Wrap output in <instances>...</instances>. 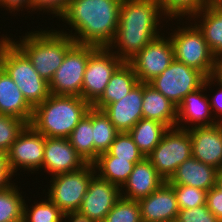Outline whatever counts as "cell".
Wrapping results in <instances>:
<instances>
[{"mask_svg":"<svg viewBox=\"0 0 222 222\" xmlns=\"http://www.w3.org/2000/svg\"><path fill=\"white\" fill-rule=\"evenodd\" d=\"M9 39L29 58L40 77L48 83L61 66L67 51L75 41L67 34L56 30L25 32L18 41Z\"/></svg>","mask_w":222,"mask_h":222,"instance_id":"4","label":"cell"},{"mask_svg":"<svg viewBox=\"0 0 222 222\" xmlns=\"http://www.w3.org/2000/svg\"><path fill=\"white\" fill-rule=\"evenodd\" d=\"M26 125L22 119L0 114V151L7 153Z\"/></svg>","mask_w":222,"mask_h":222,"instance_id":"35","label":"cell"},{"mask_svg":"<svg viewBox=\"0 0 222 222\" xmlns=\"http://www.w3.org/2000/svg\"><path fill=\"white\" fill-rule=\"evenodd\" d=\"M121 3L122 0H71L60 20L72 30L58 31L78 44L108 47L117 32Z\"/></svg>","mask_w":222,"mask_h":222,"instance_id":"2","label":"cell"},{"mask_svg":"<svg viewBox=\"0 0 222 222\" xmlns=\"http://www.w3.org/2000/svg\"><path fill=\"white\" fill-rule=\"evenodd\" d=\"M9 37H7V35H3L0 39V49L3 46V44L5 43V41L8 39Z\"/></svg>","mask_w":222,"mask_h":222,"instance_id":"46","label":"cell"},{"mask_svg":"<svg viewBox=\"0 0 222 222\" xmlns=\"http://www.w3.org/2000/svg\"><path fill=\"white\" fill-rule=\"evenodd\" d=\"M212 77L222 85V55L216 57L215 70Z\"/></svg>","mask_w":222,"mask_h":222,"instance_id":"44","label":"cell"},{"mask_svg":"<svg viewBox=\"0 0 222 222\" xmlns=\"http://www.w3.org/2000/svg\"><path fill=\"white\" fill-rule=\"evenodd\" d=\"M211 1L212 0H157L163 14L168 18L166 24L171 18V21L177 18V22L179 21L177 24H180V19H185V17L190 19L194 14L205 8Z\"/></svg>","mask_w":222,"mask_h":222,"instance_id":"31","label":"cell"},{"mask_svg":"<svg viewBox=\"0 0 222 222\" xmlns=\"http://www.w3.org/2000/svg\"><path fill=\"white\" fill-rule=\"evenodd\" d=\"M95 174L93 164L87 163L77 171L52 176L47 196L63 213L79 210Z\"/></svg>","mask_w":222,"mask_h":222,"instance_id":"9","label":"cell"},{"mask_svg":"<svg viewBox=\"0 0 222 222\" xmlns=\"http://www.w3.org/2000/svg\"><path fill=\"white\" fill-rule=\"evenodd\" d=\"M174 60L171 39L162 34L148 43L128 63L141 83H149L159 76Z\"/></svg>","mask_w":222,"mask_h":222,"instance_id":"13","label":"cell"},{"mask_svg":"<svg viewBox=\"0 0 222 222\" xmlns=\"http://www.w3.org/2000/svg\"><path fill=\"white\" fill-rule=\"evenodd\" d=\"M192 157V142L188 129L169 128L160 143L146 156L159 175L168 181L177 167Z\"/></svg>","mask_w":222,"mask_h":222,"instance_id":"7","label":"cell"},{"mask_svg":"<svg viewBox=\"0 0 222 222\" xmlns=\"http://www.w3.org/2000/svg\"><path fill=\"white\" fill-rule=\"evenodd\" d=\"M162 16L157 0H122L117 32L108 48L123 62L130 61L162 34L159 25L167 19Z\"/></svg>","mask_w":222,"mask_h":222,"instance_id":"1","label":"cell"},{"mask_svg":"<svg viewBox=\"0 0 222 222\" xmlns=\"http://www.w3.org/2000/svg\"><path fill=\"white\" fill-rule=\"evenodd\" d=\"M138 202L142 222H172L177 219L180 210L174 190L166 181Z\"/></svg>","mask_w":222,"mask_h":222,"instance_id":"18","label":"cell"},{"mask_svg":"<svg viewBox=\"0 0 222 222\" xmlns=\"http://www.w3.org/2000/svg\"><path fill=\"white\" fill-rule=\"evenodd\" d=\"M66 219H68L66 221ZM96 222L88 215L84 214L80 210H73L63 213V222Z\"/></svg>","mask_w":222,"mask_h":222,"instance_id":"43","label":"cell"},{"mask_svg":"<svg viewBox=\"0 0 222 222\" xmlns=\"http://www.w3.org/2000/svg\"><path fill=\"white\" fill-rule=\"evenodd\" d=\"M139 80L128 62H123L112 74L103 94L91 105L94 109L102 110L108 104L118 102L125 97Z\"/></svg>","mask_w":222,"mask_h":222,"instance_id":"24","label":"cell"},{"mask_svg":"<svg viewBox=\"0 0 222 222\" xmlns=\"http://www.w3.org/2000/svg\"><path fill=\"white\" fill-rule=\"evenodd\" d=\"M98 47L75 43L66 53L61 66L49 82L52 95H75L81 97L84 72L89 56Z\"/></svg>","mask_w":222,"mask_h":222,"instance_id":"8","label":"cell"},{"mask_svg":"<svg viewBox=\"0 0 222 222\" xmlns=\"http://www.w3.org/2000/svg\"><path fill=\"white\" fill-rule=\"evenodd\" d=\"M217 172L216 168L191 157L179 165L166 182L169 185H186L208 192L216 186Z\"/></svg>","mask_w":222,"mask_h":222,"instance_id":"21","label":"cell"},{"mask_svg":"<svg viewBox=\"0 0 222 222\" xmlns=\"http://www.w3.org/2000/svg\"><path fill=\"white\" fill-rule=\"evenodd\" d=\"M86 164L68 138L46 137L42 169L51 177L77 171Z\"/></svg>","mask_w":222,"mask_h":222,"instance_id":"16","label":"cell"},{"mask_svg":"<svg viewBox=\"0 0 222 222\" xmlns=\"http://www.w3.org/2000/svg\"><path fill=\"white\" fill-rule=\"evenodd\" d=\"M122 63L108 47L97 48L88 59L81 97L92 105L103 94L112 74Z\"/></svg>","mask_w":222,"mask_h":222,"instance_id":"11","label":"cell"},{"mask_svg":"<svg viewBox=\"0 0 222 222\" xmlns=\"http://www.w3.org/2000/svg\"><path fill=\"white\" fill-rule=\"evenodd\" d=\"M185 20L194 21L215 57L222 55V2L212 0L201 11Z\"/></svg>","mask_w":222,"mask_h":222,"instance_id":"23","label":"cell"},{"mask_svg":"<svg viewBox=\"0 0 222 222\" xmlns=\"http://www.w3.org/2000/svg\"><path fill=\"white\" fill-rule=\"evenodd\" d=\"M176 220L178 222H220L206 204L192 209H180Z\"/></svg>","mask_w":222,"mask_h":222,"instance_id":"37","label":"cell"},{"mask_svg":"<svg viewBox=\"0 0 222 222\" xmlns=\"http://www.w3.org/2000/svg\"><path fill=\"white\" fill-rule=\"evenodd\" d=\"M0 114L22 119L27 125L33 116V107L26 101L21 90L0 66Z\"/></svg>","mask_w":222,"mask_h":222,"instance_id":"22","label":"cell"},{"mask_svg":"<svg viewBox=\"0 0 222 222\" xmlns=\"http://www.w3.org/2000/svg\"><path fill=\"white\" fill-rule=\"evenodd\" d=\"M15 176L9 165L7 153L0 151V191L5 190L13 185L12 177Z\"/></svg>","mask_w":222,"mask_h":222,"instance_id":"40","label":"cell"},{"mask_svg":"<svg viewBox=\"0 0 222 222\" xmlns=\"http://www.w3.org/2000/svg\"><path fill=\"white\" fill-rule=\"evenodd\" d=\"M213 84H215V86H219L215 95L210 97V105H211V110L213 112L214 118H218L217 120L219 122L222 123V85L220 83L217 82L216 84V80L213 78ZM221 118V119H220Z\"/></svg>","mask_w":222,"mask_h":222,"instance_id":"41","label":"cell"},{"mask_svg":"<svg viewBox=\"0 0 222 222\" xmlns=\"http://www.w3.org/2000/svg\"><path fill=\"white\" fill-rule=\"evenodd\" d=\"M104 222H142L139 202L121 197L106 215Z\"/></svg>","mask_w":222,"mask_h":222,"instance_id":"34","label":"cell"},{"mask_svg":"<svg viewBox=\"0 0 222 222\" xmlns=\"http://www.w3.org/2000/svg\"><path fill=\"white\" fill-rule=\"evenodd\" d=\"M173 30L168 35L174 49V59L202 72L206 77H212L215 70L216 57L208 47L202 31L189 21ZM189 24V26H188ZM188 26V27H187ZM183 27V28H182Z\"/></svg>","mask_w":222,"mask_h":222,"instance_id":"6","label":"cell"},{"mask_svg":"<svg viewBox=\"0 0 222 222\" xmlns=\"http://www.w3.org/2000/svg\"><path fill=\"white\" fill-rule=\"evenodd\" d=\"M121 198V189L95 174L79 208L96 222H104L106 215Z\"/></svg>","mask_w":222,"mask_h":222,"instance_id":"15","label":"cell"},{"mask_svg":"<svg viewBox=\"0 0 222 222\" xmlns=\"http://www.w3.org/2000/svg\"><path fill=\"white\" fill-rule=\"evenodd\" d=\"M45 141L46 136L30 124L24 127L7 152L8 165L14 175L20 169L33 171L31 174L42 171Z\"/></svg>","mask_w":222,"mask_h":222,"instance_id":"12","label":"cell"},{"mask_svg":"<svg viewBox=\"0 0 222 222\" xmlns=\"http://www.w3.org/2000/svg\"><path fill=\"white\" fill-rule=\"evenodd\" d=\"M175 193L179 209H192L206 204L207 191L186 185H170Z\"/></svg>","mask_w":222,"mask_h":222,"instance_id":"36","label":"cell"},{"mask_svg":"<svg viewBox=\"0 0 222 222\" xmlns=\"http://www.w3.org/2000/svg\"><path fill=\"white\" fill-rule=\"evenodd\" d=\"M71 0H31L32 11L55 14L59 18L65 13Z\"/></svg>","mask_w":222,"mask_h":222,"instance_id":"38","label":"cell"},{"mask_svg":"<svg viewBox=\"0 0 222 222\" xmlns=\"http://www.w3.org/2000/svg\"><path fill=\"white\" fill-rule=\"evenodd\" d=\"M92 164L99 177L120 188L128 180L135 165L128 160L118 159L116 156H98Z\"/></svg>","mask_w":222,"mask_h":222,"instance_id":"27","label":"cell"},{"mask_svg":"<svg viewBox=\"0 0 222 222\" xmlns=\"http://www.w3.org/2000/svg\"><path fill=\"white\" fill-rule=\"evenodd\" d=\"M92 128L94 142V161L109 150L119 131L102 110L92 107Z\"/></svg>","mask_w":222,"mask_h":222,"instance_id":"29","label":"cell"},{"mask_svg":"<svg viewBox=\"0 0 222 222\" xmlns=\"http://www.w3.org/2000/svg\"><path fill=\"white\" fill-rule=\"evenodd\" d=\"M0 8L9 10L10 13H14L15 11H23V9L30 10L31 9V0H0Z\"/></svg>","mask_w":222,"mask_h":222,"instance_id":"42","label":"cell"},{"mask_svg":"<svg viewBox=\"0 0 222 222\" xmlns=\"http://www.w3.org/2000/svg\"><path fill=\"white\" fill-rule=\"evenodd\" d=\"M91 105L75 95L50 94L33 108L30 125L50 138H69L71 132Z\"/></svg>","mask_w":222,"mask_h":222,"instance_id":"3","label":"cell"},{"mask_svg":"<svg viewBox=\"0 0 222 222\" xmlns=\"http://www.w3.org/2000/svg\"><path fill=\"white\" fill-rule=\"evenodd\" d=\"M206 205L218 220L222 222V191L216 186L207 192Z\"/></svg>","mask_w":222,"mask_h":222,"instance_id":"39","label":"cell"},{"mask_svg":"<svg viewBox=\"0 0 222 222\" xmlns=\"http://www.w3.org/2000/svg\"><path fill=\"white\" fill-rule=\"evenodd\" d=\"M0 66L33 108L49 97V83L40 77L29 58L9 38L0 49Z\"/></svg>","mask_w":222,"mask_h":222,"instance_id":"5","label":"cell"},{"mask_svg":"<svg viewBox=\"0 0 222 222\" xmlns=\"http://www.w3.org/2000/svg\"><path fill=\"white\" fill-rule=\"evenodd\" d=\"M189 130L192 142V157L209 166L222 169V123L197 126Z\"/></svg>","mask_w":222,"mask_h":222,"instance_id":"17","label":"cell"},{"mask_svg":"<svg viewBox=\"0 0 222 222\" xmlns=\"http://www.w3.org/2000/svg\"><path fill=\"white\" fill-rule=\"evenodd\" d=\"M212 84L213 77H207L201 88L187 94L182 99L181 103L177 107L176 127L181 129H190V126L191 128L197 126H210L219 122L213 118L214 116H212L210 100L208 95L204 93L207 88H211L210 86ZM189 123L191 125H189ZM186 124H188V126Z\"/></svg>","mask_w":222,"mask_h":222,"instance_id":"14","label":"cell"},{"mask_svg":"<svg viewBox=\"0 0 222 222\" xmlns=\"http://www.w3.org/2000/svg\"><path fill=\"white\" fill-rule=\"evenodd\" d=\"M19 191L15 183L0 191V222H23L25 199Z\"/></svg>","mask_w":222,"mask_h":222,"instance_id":"30","label":"cell"},{"mask_svg":"<svg viewBox=\"0 0 222 222\" xmlns=\"http://www.w3.org/2000/svg\"><path fill=\"white\" fill-rule=\"evenodd\" d=\"M216 187L222 191V169L217 172Z\"/></svg>","mask_w":222,"mask_h":222,"instance_id":"45","label":"cell"},{"mask_svg":"<svg viewBox=\"0 0 222 222\" xmlns=\"http://www.w3.org/2000/svg\"><path fill=\"white\" fill-rule=\"evenodd\" d=\"M169 128L156 120L140 119L128 133L133 138L139 150L146 157L160 143L164 133Z\"/></svg>","mask_w":222,"mask_h":222,"instance_id":"26","label":"cell"},{"mask_svg":"<svg viewBox=\"0 0 222 222\" xmlns=\"http://www.w3.org/2000/svg\"><path fill=\"white\" fill-rule=\"evenodd\" d=\"M143 83L139 82L118 102L102 109L119 132H128L140 119L142 113Z\"/></svg>","mask_w":222,"mask_h":222,"instance_id":"19","label":"cell"},{"mask_svg":"<svg viewBox=\"0 0 222 222\" xmlns=\"http://www.w3.org/2000/svg\"><path fill=\"white\" fill-rule=\"evenodd\" d=\"M99 156H116L118 159L128 160L134 164L145 158L128 132H119L109 150Z\"/></svg>","mask_w":222,"mask_h":222,"instance_id":"32","label":"cell"},{"mask_svg":"<svg viewBox=\"0 0 222 222\" xmlns=\"http://www.w3.org/2000/svg\"><path fill=\"white\" fill-rule=\"evenodd\" d=\"M164 182L165 180L145 157L142 161L135 163L128 180L120 188L121 197L139 201L157 190Z\"/></svg>","mask_w":222,"mask_h":222,"instance_id":"20","label":"cell"},{"mask_svg":"<svg viewBox=\"0 0 222 222\" xmlns=\"http://www.w3.org/2000/svg\"><path fill=\"white\" fill-rule=\"evenodd\" d=\"M206 78L199 70L174 59L149 84L178 107L187 94L196 91L204 85Z\"/></svg>","mask_w":222,"mask_h":222,"instance_id":"10","label":"cell"},{"mask_svg":"<svg viewBox=\"0 0 222 222\" xmlns=\"http://www.w3.org/2000/svg\"><path fill=\"white\" fill-rule=\"evenodd\" d=\"M68 139L86 163L94 162L92 107L75 126Z\"/></svg>","mask_w":222,"mask_h":222,"instance_id":"28","label":"cell"},{"mask_svg":"<svg viewBox=\"0 0 222 222\" xmlns=\"http://www.w3.org/2000/svg\"><path fill=\"white\" fill-rule=\"evenodd\" d=\"M30 208L24 202L23 222H63V212L47 197Z\"/></svg>","mask_w":222,"mask_h":222,"instance_id":"33","label":"cell"},{"mask_svg":"<svg viewBox=\"0 0 222 222\" xmlns=\"http://www.w3.org/2000/svg\"><path fill=\"white\" fill-rule=\"evenodd\" d=\"M142 113L144 119L159 121L168 128L176 127L177 107L149 83H143Z\"/></svg>","mask_w":222,"mask_h":222,"instance_id":"25","label":"cell"}]
</instances>
